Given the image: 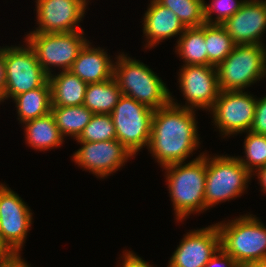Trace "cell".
Wrapping results in <instances>:
<instances>
[{
	"mask_svg": "<svg viewBox=\"0 0 266 267\" xmlns=\"http://www.w3.org/2000/svg\"><path fill=\"white\" fill-rule=\"evenodd\" d=\"M266 79V68H265V72H264V75H263V79Z\"/></svg>",
	"mask_w": 266,
	"mask_h": 267,
	"instance_id": "38",
	"label": "cell"
},
{
	"mask_svg": "<svg viewBox=\"0 0 266 267\" xmlns=\"http://www.w3.org/2000/svg\"><path fill=\"white\" fill-rule=\"evenodd\" d=\"M176 221L205 212L206 153L163 167Z\"/></svg>",
	"mask_w": 266,
	"mask_h": 267,
	"instance_id": "2",
	"label": "cell"
},
{
	"mask_svg": "<svg viewBox=\"0 0 266 267\" xmlns=\"http://www.w3.org/2000/svg\"><path fill=\"white\" fill-rule=\"evenodd\" d=\"M24 39L34 49L41 68L48 75L54 72L52 68L70 70L80 50L89 41L84 30L54 34L28 33Z\"/></svg>",
	"mask_w": 266,
	"mask_h": 267,
	"instance_id": "7",
	"label": "cell"
},
{
	"mask_svg": "<svg viewBox=\"0 0 266 267\" xmlns=\"http://www.w3.org/2000/svg\"><path fill=\"white\" fill-rule=\"evenodd\" d=\"M12 100L15 103L19 124L47 115L52 107L49 80L42 87L15 96Z\"/></svg>",
	"mask_w": 266,
	"mask_h": 267,
	"instance_id": "21",
	"label": "cell"
},
{
	"mask_svg": "<svg viewBox=\"0 0 266 267\" xmlns=\"http://www.w3.org/2000/svg\"><path fill=\"white\" fill-rule=\"evenodd\" d=\"M252 174L236 156L206 152L205 211L245 194Z\"/></svg>",
	"mask_w": 266,
	"mask_h": 267,
	"instance_id": "5",
	"label": "cell"
},
{
	"mask_svg": "<svg viewBox=\"0 0 266 267\" xmlns=\"http://www.w3.org/2000/svg\"><path fill=\"white\" fill-rule=\"evenodd\" d=\"M246 0H204V20L206 24H222L232 17ZM213 13L216 14V17Z\"/></svg>",
	"mask_w": 266,
	"mask_h": 267,
	"instance_id": "29",
	"label": "cell"
},
{
	"mask_svg": "<svg viewBox=\"0 0 266 267\" xmlns=\"http://www.w3.org/2000/svg\"><path fill=\"white\" fill-rule=\"evenodd\" d=\"M118 53L114 58L113 77L122 95L135 99L145 106L157 110L170 103V90L154 71L143 62Z\"/></svg>",
	"mask_w": 266,
	"mask_h": 267,
	"instance_id": "4",
	"label": "cell"
},
{
	"mask_svg": "<svg viewBox=\"0 0 266 267\" xmlns=\"http://www.w3.org/2000/svg\"><path fill=\"white\" fill-rule=\"evenodd\" d=\"M177 38L175 52L183 60V65H208L204 25L186 27Z\"/></svg>",
	"mask_w": 266,
	"mask_h": 267,
	"instance_id": "23",
	"label": "cell"
},
{
	"mask_svg": "<svg viewBox=\"0 0 266 267\" xmlns=\"http://www.w3.org/2000/svg\"><path fill=\"white\" fill-rule=\"evenodd\" d=\"M0 267H30V265L22 258L21 253H16L10 258L0 260Z\"/></svg>",
	"mask_w": 266,
	"mask_h": 267,
	"instance_id": "34",
	"label": "cell"
},
{
	"mask_svg": "<svg viewBox=\"0 0 266 267\" xmlns=\"http://www.w3.org/2000/svg\"><path fill=\"white\" fill-rule=\"evenodd\" d=\"M32 210L5 183H0V232L7 244L21 253L33 223Z\"/></svg>",
	"mask_w": 266,
	"mask_h": 267,
	"instance_id": "14",
	"label": "cell"
},
{
	"mask_svg": "<svg viewBox=\"0 0 266 267\" xmlns=\"http://www.w3.org/2000/svg\"><path fill=\"white\" fill-rule=\"evenodd\" d=\"M195 110L177 107L171 102L154 110L148 151L161 168L185 162L200 148Z\"/></svg>",
	"mask_w": 266,
	"mask_h": 267,
	"instance_id": "1",
	"label": "cell"
},
{
	"mask_svg": "<svg viewBox=\"0 0 266 267\" xmlns=\"http://www.w3.org/2000/svg\"><path fill=\"white\" fill-rule=\"evenodd\" d=\"M251 132L266 135V95L257 98Z\"/></svg>",
	"mask_w": 266,
	"mask_h": 267,
	"instance_id": "30",
	"label": "cell"
},
{
	"mask_svg": "<svg viewBox=\"0 0 266 267\" xmlns=\"http://www.w3.org/2000/svg\"><path fill=\"white\" fill-rule=\"evenodd\" d=\"M36 24L29 33H68L84 30L79 24L85 17L86 0H36ZM80 26V27H79Z\"/></svg>",
	"mask_w": 266,
	"mask_h": 267,
	"instance_id": "13",
	"label": "cell"
},
{
	"mask_svg": "<svg viewBox=\"0 0 266 267\" xmlns=\"http://www.w3.org/2000/svg\"><path fill=\"white\" fill-rule=\"evenodd\" d=\"M171 9L185 27H199L205 24L204 0H156Z\"/></svg>",
	"mask_w": 266,
	"mask_h": 267,
	"instance_id": "27",
	"label": "cell"
},
{
	"mask_svg": "<svg viewBox=\"0 0 266 267\" xmlns=\"http://www.w3.org/2000/svg\"><path fill=\"white\" fill-rule=\"evenodd\" d=\"M22 125L24 126L25 143L36 151L59 148L65 142L51 112Z\"/></svg>",
	"mask_w": 266,
	"mask_h": 267,
	"instance_id": "19",
	"label": "cell"
},
{
	"mask_svg": "<svg viewBox=\"0 0 266 267\" xmlns=\"http://www.w3.org/2000/svg\"><path fill=\"white\" fill-rule=\"evenodd\" d=\"M51 85L52 106L83 105L87 83L70 70L49 75Z\"/></svg>",
	"mask_w": 266,
	"mask_h": 267,
	"instance_id": "20",
	"label": "cell"
},
{
	"mask_svg": "<svg viewBox=\"0 0 266 267\" xmlns=\"http://www.w3.org/2000/svg\"><path fill=\"white\" fill-rule=\"evenodd\" d=\"M244 156H236L241 164L253 174L256 170L266 166V135L245 132ZM244 157V158H243Z\"/></svg>",
	"mask_w": 266,
	"mask_h": 267,
	"instance_id": "26",
	"label": "cell"
},
{
	"mask_svg": "<svg viewBox=\"0 0 266 267\" xmlns=\"http://www.w3.org/2000/svg\"><path fill=\"white\" fill-rule=\"evenodd\" d=\"M15 254L16 252L7 244L0 232V260L10 258Z\"/></svg>",
	"mask_w": 266,
	"mask_h": 267,
	"instance_id": "35",
	"label": "cell"
},
{
	"mask_svg": "<svg viewBox=\"0 0 266 267\" xmlns=\"http://www.w3.org/2000/svg\"><path fill=\"white\" fill-rule=\"evenodd\" d=\"M208 66L217 67L234 49L236 43L220 24H204Z\"/></svg>",
	"mask_w": 266,
	"mask_h": 267,
	"instance_id": "25",
	"label": "cell"
},
{
	"mask_svg": "<svg viewBox=\"0 0 266 267\" xmlns=\"http://www.w3.org/2000/svg\"><path fill=\"white\" fill-rule=\"evenodd\" d=\"M221 26L236 44L265 45L266 0H246L240 9Z\"/></svg>",
	"mask_w": 266,
	"mask_h": 267,
	"instance_id": "16",
	"label": "cell"
},
{
	"mask_svg": "<svg viewBox=\"0 0 266 267\" xmlns=\"http://www.w3.org/2000/svg\"><path fill=\"white\" fill-rule=\"evenodd\" d=\"M141 22L146 40L145 49L154 48L165 39L178 35L180 37L186 29L171 9L160 5L156 0H150Z\"/></svg>",
	"mask_w": 266,
	"mask_h": 267,
	"instance_id": "17",
	"label": "cell"
},
{
	"mask_svg": "<svg viewBox=\"0 0 266 267\" xmlns=\"http://www.w3.org/2000/svg\"><path fill=\"white\" fill-rule=\"evenodd\" d=\"M88 41L80 50L70 71L87 84L109 80L114 73V60L104 48Z\"/></svg>",
	"mask_w": 266,
	"mask_h": 267,
	"instance_id": "18",
	"label": "cell"
},
{
	"mask_svg": "<svg viewBox=\"0 0 266 267\" xmlns=\"http://www.w3.org/2000/svg\"><path fill=\"white\" fill-rule=\"evenodd\" d=\"M220 249L216 224L189 230L172 253L167 267H205Z\"/></svg>",
	"mask_w": 266,
	"mask_h": 267,
	"instance_id": "15",
	"label": "cell"
},
{
	"mask_svg": "<svg viewBox=\"0 0 266 267\" xmlns=\"http://www.w3.org/2000/svg\"><path fill=\"white\" fill-rule=\"evenodd\" d=\"M122 96L114 77L87 85L83 105L93 114H111Z\"/></svg>",
	"mask_w": 266,
	"mask_h": 267,
	"instance_id": "22",
	"label": "cell"
},
{
	"mask_svg": "<svg viewBox=\"0 0 266 267\" xmlns=\"http://www.w3.org/2000/svg\"><path fill=\"white\" fill-rule=\"evenodd\" d=\"M237 267H266L265 265H237Z\"/></svg>",
	"mask_w": 266,
	"mask_h": 267,
	"instance_id": "37",
	"label": "cell"
},
{
	"mask_svg": "<svg viewBox=\"0 0 266 267\" xmlns=\"http://www.w3.org/2000/svg\"><path fill=\"white\" fill-rule=\"evenodd\" d=\"M51 113L56 125L65 137L77 139L94 115L84 105L79 106H52Z\"/></svg>",
	"mask_w": 266,
	"mask_h": 267,
	"instance_id": "24",
	"label": "cell"
},
{
	"mask_svg": "<svg viewBox=\"0 0 266 267\" xmlns=\"http://www.w3.org/2000/svg\"><path fill=\"white\" fill-rule=\"evenodd\" d=\"M5 46L6 87L4 101L42 87L49 75L41 68L34 49L27 41Z\"/></svg>",
	"mask_w": 266,
	"mask_h": 267,
	"instance_id": "9",
	"label": "cell"
},
{
	"mask_svg": "<svg viewBox=\"0 0 266 267\" xmlns=\"http://www.w3.org/2000/svg\"><path fill=\"white\" fill-rule=\"evenodd\" d=\"M205 267H237L233 258L226 254L221 248L219 251L209 260Z\"/></svg>",
	"mask_w": 266,
	"mask_h": 267,
	"instance_id": "32",
	"label": "cell"
},
{
	"mask_svg": "<svg viewBox=\"0 0 266 267\" xmlns=\"http://www.w3.org/2000/svg\"><path fill=\"white\" fill-rule=\"evenodd\" d=\"M116 139V130L110 114H94L79 135L77 142H98Z\"/></svg>",
	"mask_w": 266,
	"mask_h": 267,
	"instance_id": "28",
	"label": "cell"
},
{
	"mask_svg": "<svg viewBox=\"0 0 266 267\" xmlns=\"http://www.w3.org/2000/svg\"><path fill=\"white\" fill-rule=\"evenodd\" d=\"M216 223L220 248L237 265L266 266V225L253 214L239 215Z\"/></svg>",
	"mask_w": 266,
	"mask_h": 267,
	"instance_id": "3",
	"label": "cell"
},
{
	"mask_svg": "<svg viewBox=\"0 0 266 267\" xmlns=\"http://www.w3.org/2000/svg\"><path fill=\"white\" fill-rule=\"evenodd\" d=\"M154 110L122 95L111 112L116 139L135 157L142 148H148Z\"/></svg>",
	"mask_w": 266,
	"mask_h": 267,
	"instance_id": "8",
	"label": "cell"
},
{
	"mask_svg": "<svg viewBox=\"0 0 266 267\" xmlns=\"http://www.w3.org/2000/svg\"><path fill=\"white\" fill-rule=\"evenodd\" d=\"M257 176L258 178V183L261 187V190L263 191V193L266 194V166L256 170L253 174L252 177Z\"/></svg>",
	"mask_w": 266,
	"mask_h": 267,
	"instance_id": "36",
	"label": "cell"
},
{
	"mask_svg": "<svg viewBox=\"0 0 266 267\" xmlns=\"http://www.w3.org/2000/svg\"><path fill=\"white\" fill-rule=\"evenodd\" d=\"M256 103L257 98L248 91H220L209 112L212 114V123L223 139L250 131Z\"/></svg>",
	"mask_w": 266,
	"mask_h": 267,
	"instance_id": "10",
	"label": "cell"
},
{
	"mask_svg": "<svg viewBox=\"0 0 266 267\" xmlns=\"http://www.w3.org/2000/svg\"><path fill=\"white\" fill-rule=\"evenodd\" d=\"M179 90L183 94L185 105L178 103L170 94V102L177 107L210 111L216 102L220 87L217 70L208 65H182L178 72Z\"/></svg>",
	"mask_w": 266,
	"mask_h": 267,
	"instance_id": "11",
	"label": "cell"
},
{
	"mask_svg": "<svg viewBox=\"0 0 266 267\" xmlns=\"http://www.w3.org/2000/svg\"><path fill=\"white\" fill-rule=\"evenodd\" d=\"M81 147L72 155L81 169L99 179L108 178L134 158L133 154L117 139L98 142H77Z\"/></svg>",
	"mask_w": 266,
	"mask_h": 267,
	"instance_id": "12",
	"label": "cell"
},
{
	"mask_svg": "<svg viewBox=\"0 0 266 267\" xmlns=\"http://www.w3.org/2000/svg\"><path fill=\"white\" fill-rule=\"evenodd\" d=\"M121 256L122 262H120L117 267H156L143 260L132 250H123V255Z\"/></svg>",
	"mask_w": 266,
	"mask_h": 267,
	"instance_id": "31",
	"label": "cell"
},
{
	"mask_svg": "<svg viewBox=\"0 0 266 267\" xmlns=\"http://www.w3.org/2000/svg\"><path fill=\"white\" fill-rule=\"evenodd\" d=\"M6 87L5 46H0V103L4 102Z\"/></svg>",
	"mask_w": 266,
	"mask_h": 267,
	"instance_id": "33",
	"label": "cell"
},
{
	"mask_svg": "<svg viewBox=\"0 0 266 267\" xmlns=\"http://www.w3.org/2000/svg\"><path fill=\"white\" fill-rule=\"evenodd\" d=\"M266 46L236 44L232 52L216 67L220 90L245 91L263 80Z\"/></svg>",
	"mask_w": 266,
	"mask_h": 267,
	"instance_id": "6",
	"label": "cell"
}]
</instances>
